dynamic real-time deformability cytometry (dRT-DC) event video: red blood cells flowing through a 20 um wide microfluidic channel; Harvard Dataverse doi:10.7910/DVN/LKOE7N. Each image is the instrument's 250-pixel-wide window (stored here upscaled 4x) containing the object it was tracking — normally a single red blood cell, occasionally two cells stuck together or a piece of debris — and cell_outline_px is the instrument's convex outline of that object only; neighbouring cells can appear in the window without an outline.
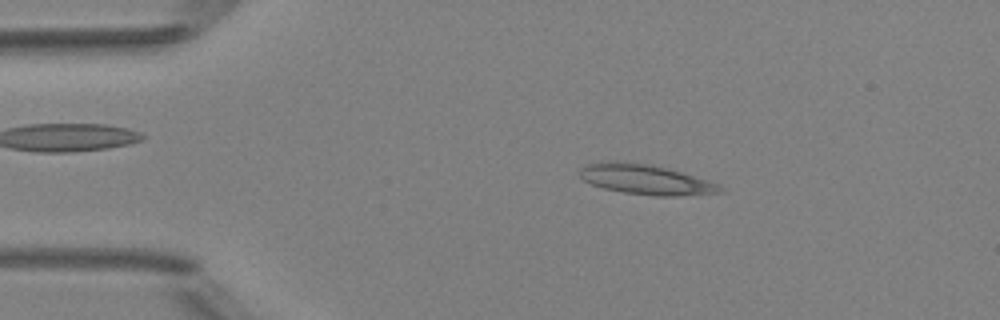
{"species": "Egyptian fruit bat (a non-hibernating species)", "species_latin": "Rousettus aegyptiacus", "temperature_condition": "room temperature", "stored_images_in_passage": 4, "camera_frame_rate_fps": 3000, "um_per_image_px": 0.085, "animal": {"sex": "female"}, "frame": {"image": 1, "passage_image": 2, "time_ms": 1.0, "image_size_px": [1000, 320], "cell_outline_px": [[724, 192], [676, 196], [656, 196], [624, 192], [604, 188], [592, 184], [584, 180], [580, 176], [580, 168], [588, 164], [616, 160], [620, 160], [652, 164], [708, 180], [720, 184], [724, 188]], "centroid_in_image_um": [54.91, 15.25], "position_along_channel_um": 30.1, "area_um2": 24.51}}